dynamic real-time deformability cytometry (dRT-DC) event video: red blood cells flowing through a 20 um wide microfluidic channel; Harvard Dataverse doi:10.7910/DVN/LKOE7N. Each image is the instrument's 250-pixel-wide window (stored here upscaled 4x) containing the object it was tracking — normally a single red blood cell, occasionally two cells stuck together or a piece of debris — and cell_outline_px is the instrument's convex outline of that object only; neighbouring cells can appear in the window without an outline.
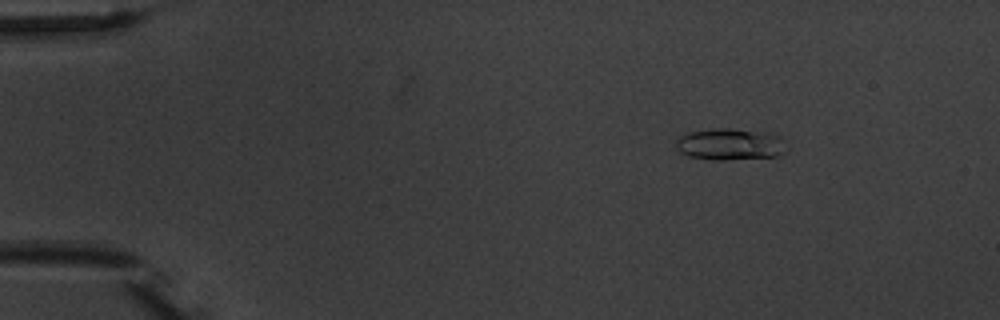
{"species": "common noctule bat (a hibernating species)", "species_latin": "Nyctalus noctula", "temperature_condition": "warm", "stored_images_in_passage": 4, "camera_frame_rate_fps": 3000, "um_per_image_px": 0.085, "animal": {"sex": "male", "body_mass_g": 20.1, "forearm_length_mm": 53.5}, "frame": {"image": 1, "passage_image": 1, "time_ms": 0.0, "image_size_px": [1000, 320], "cell_outline_px": [[788, 148], [784, 152], [776, 156], [724, 160], [712, 160], [688, 156], [680, 152], [676, 148], [676, 140], [680, 136], [688, 132], [712, 128], [732, 128], [764, 132], [784, 136], [788, 140]], "centroid_in_image_um": [62.12, 12.25], "position_along_channel_um": 22.9, "area_um2": 20.92}}